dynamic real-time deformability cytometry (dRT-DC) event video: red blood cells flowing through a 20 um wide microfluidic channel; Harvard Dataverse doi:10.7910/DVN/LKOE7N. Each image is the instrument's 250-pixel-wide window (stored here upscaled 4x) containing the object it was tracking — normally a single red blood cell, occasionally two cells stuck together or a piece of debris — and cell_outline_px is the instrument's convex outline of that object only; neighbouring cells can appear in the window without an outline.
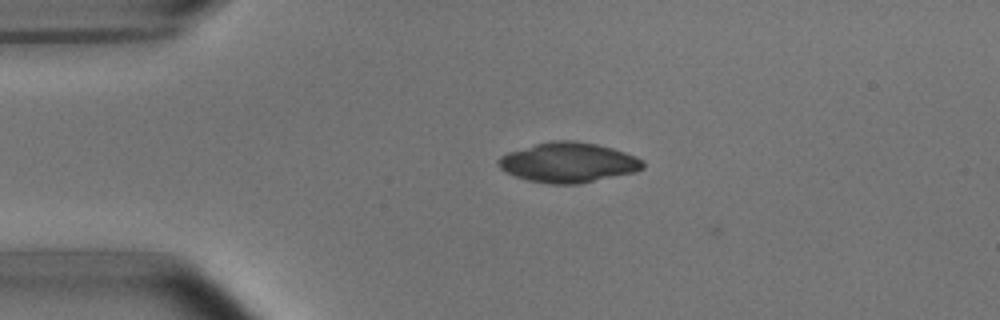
{"species": "common noctule bat (a hibernating species)", "species_latin": "Nyctalus noctula", "temperature_condition": "room temperature", "stored_images_in_passage": 4, "camera_frame_rate_fps": 3000, "um_per_image_px": 0.085, "animal": {"sex": "male", "body_mass_g": 15.6}, "frame": {"image": 1, "passage_image": 3, "time_ms": 2.333, "image_size_px": [1000, 320], "cell_outline_px": [[644, 168], [636, 172], [580, 184], [552, 184], [528, 180], [516, 176], [500, 168], [496, 164], [496, 160], [500, 156], [508, 152], [536, 144], [552, 140], [576, 140], [596, 144], [612, 148], [636, 156], [644, 160]], "centroid_in_image_um": [48.33, 13.81], "position_along_channel_um": 36.7, "area_um2": 33.76}}